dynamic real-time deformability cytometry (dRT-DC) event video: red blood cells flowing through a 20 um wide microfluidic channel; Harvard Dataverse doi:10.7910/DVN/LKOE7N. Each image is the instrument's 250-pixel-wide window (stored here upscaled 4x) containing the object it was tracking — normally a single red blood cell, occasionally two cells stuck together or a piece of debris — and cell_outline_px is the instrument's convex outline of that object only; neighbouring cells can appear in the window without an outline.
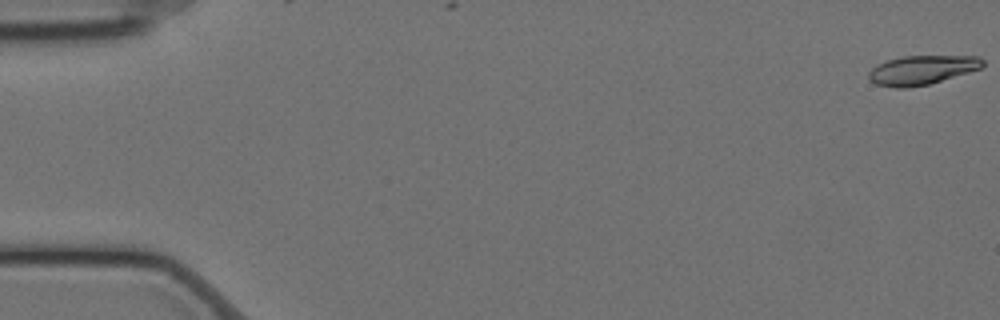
{"species": "Egyptian fruit bat (a non-hibernating species)", "species_latin": "Rousettus aegyptiacus", "temperature_condition": "cold", "stored_images_in_passage": 5, "camera_frame_rate_fps": 3000, "um_per_image_px": 0.085, "animal": {"sex": "female"}, "frame": {"image": 1, "passage_image": 1, "time_ms": 0.0, "image_size_px": [1000, 320], "cell_outline_px": [[984, 64], [980, 68], [968, 72], [928, 84], [908, 88], [896, 88], [876, 84], [868, 76], [868, 72], [876, 64], [888, 60], [904, 56], [980, 56], [984, 60]], "centroid_in_image_um": [78.35, 5.94], "position_along_channel_um": 6.7, "area_um2": 19.19}}